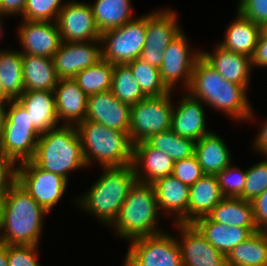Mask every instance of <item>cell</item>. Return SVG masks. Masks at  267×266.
Returning <instances> with one entry per match:
<instances>
[{
  "instance_id": "cell-1",
  "label": "cell",
  "mask_w": 267,
  "mask_h": 266,
  "mask_svg": "<svg viewBox=\"0 0 267 266\" xmlns=\"http://www.w3.org/2000/svg\"><path fill=\"white\" fill-rule=\"evenodd\" d=\"M186 92L212 109L224 112L232 120L251 123L256 117L246 94L248 90L242 85L225 80L202 57L195 63Z\"/></svg>"
},
{
  "instance_id": "cell-2",
  "label": "cell",
  "mask_w": 267,
  "mask_h": 266,
  "mask_svg": "<svg viewBox=\"0 0 267 266\" xmlns=\"http://www.w3.org/2000/svg\"><path fill=\"white\" fill-rule=\"evenodd\" d=\"M47 214L16 182L5 194L0 243L41 245L43 221Z\"/></svg>"
},
{
  "instance_id": "cell-3",
  "label": "cell",
  "mask_w": 267,
  "mask_h": 266,
  "mask_svg": "<svg viewBox=\"0 0 267 266\" xmlns=\"http://www.w3.org/2000/svg\"><path fill=\"white\" fill-rule=\"evenodd\" d=\"M103 174L83 196L74 201L80 209L110 226L116 219L129 190L137 182L132 164L124 167L102 168Z\"/></svg>"
},
{
  "instance_id": "cell-4",
  "label": "cell",
  "mask_w": 267,
  "mask_h": 266,
  "mask_svg": "<svg viewBox=\"0 0 267 266\" xmlns=\"http://www.w3.org/2000/svg\"><path fill=\"white\" fill-rule=\"evenodd\" d=\"M160 214L153 185L136 182L110 227L128 241L156 235L164 232L158 222Z\"/></svg>"
},
{
  "instance_id": "cell-5",
  "label": "cell",
  "mask_w": 267,
  "mask_h": 266,
  "mask_svg": "<svg viewBox=\"0 0 267 266\" xmlns=\"http://www.w3.org/2000/svg\"><path fill=\"white\" fill-rule=\"evenodd\" d=\"M32 161L45 171L64 177L87 167L83 158L81 138L74 125H59L41 134Z\"/></svg>"
},
{
  "instance_id": "cell-6",
  "label": "cell",
  "mask_w": 267,
  "mask_h": 266,
  "mask_svg": "<svg viewBox=\"0 0 267 266\" xmlns=\"http://www.w3.org/2000/svg\"><path fill=\"white\" fill-rule=\"evenodd\" d=\"M85 164L95 161L101 168L124 167L132 164L133 144L126 132L84 120L77 126Z\"/></svg>"
},
{
  "instance_id": "cell-7",
  "label": "cell",
  "mask_w": 267,
  "mask_h": 266,
  "mask_svg": "<svg viewBox=\"0 0 267 266\" xmlns=\"http://www.w3.org/2000/svg\"><path fill=\"white\" fill-rule=\"evenodd\" d=\"M7 106V118L0 140V152L11 158L16 164L31 161L41 134L31 124L27 110L17 99L10 100Z\"/></svg>"
},
{
  "instance_id": "cell-8",
  "label": "cell",
  "mask_w": 267,
  "mask_h": 266,
  "mask_svg": "<svg viewBox=\"0 0 267 266\" xmlns=\"http://www.w3.org/2000/svg\"><path fill=\"white\" fill-rule=\"evenodd\" d=\"M172 91L158 97H146L131 105L129 139L132 144L171 129Z\"/></svg>"
},
{
  "instance_id": "cell-9",
  "label": "cell",
  "mask_w": 267,
  "mask_h": 266,
  "mask_svg": "<svg viewBox=\"0 0 267 266\" xmlns=\"http://www.w3.org/2000/svg\"><path fill=\"white\" fill-rule=\"evenodd\" d=\"M145 40L146 14L101 33L102 60L116 65L140 58Z\"/></svg>"
},
{
  "instance_id": "cell-10",
  "label": "cell",
  "mask_w": 267,
  "mask_h": 266,
  "mask_svg": "<svg viewBox=\"0 0 267 266\" xmlns=\"http://www.w3.org/2000/svg\"><path fill=\"white\" fill-rule=\"evenodd\" d=\"M17 183L48 213L58 205L69 184L64 177L41 169L32 160L18 164Z\"/></svg>"
},
{
  "instance_id": "cell-11",
  "label": "cell",
  "mask_w": 267,
  "mask_h": 266,
  "mask_svg": "<svg viewBox=\"0 0 267 266\" xmlns=\"http://www.w3.org/2000/svg\"><path fill=\"white\" fill-rule=\"evenodd\" d=\"M174 9H159L146 14V40L140 59L150 66L160 68L164 50L183 30Z\"/></svg>"
},
{
  "instance_id": "cell-12",
  "label": "cell",
  "mask_w": 267,
  "mask_h": 266,
  "mask_svg": "<svg viewBox=\"0 0 267 266\" xmlns=\"http://www.w3.org/2000/svg\"><path fill=\"white\" fill-rule=\"evenodd\" d=\"M187 40L182 30L163 51L164 59L159 68L160 77L165 87L172 92L180 81L183 91L188 90L195 63L201 57V50L190 48Z\"/></svg>"
},
{
  "instance_id": "cell-13",
  "label": "cell",
  "mask_w": 267,
  "mask_h": 266,
  "mask_svg": "<svg viewBox=\"0 0 267 266\" xmlns=\"http://www.w3.org/2000/svg\"><path fill=\"white\" fill-rule=\"evenodd\" d=\"M169 233L164 231L130 241L126 255L138 266H183L176 236Z\"/></svg>"
},
{
  "instance_id": "cell-14",
  "label": "cell",
  "mask_w": 267,
  "mask_h": 266,
  "mask_svg": "<svg viewBox=\"0 0 267 266\" xmlns=\"http://www.w3.org/2000/svg\"><path fill=\"white\" fill-rule=\"evenodd\" d=\"M174 225L173 228L180 232L179 236L176 235V240L183 266H227L226 255L209 243L193 223Z\"/></svg>"
},
{
  "instance_id": "cell-15",
  "label": "cell",
  "mask_w": 267,
  "mask_h": 266,
  "mask_svg": "<svg viewBox=\"0 0 267 266\" xmlns=\"http://www.w3.org/2000/svg\"><path fill=\"white\" fill-rule=\"evenodd\" d=\"M56 23L62 42L100 40L90 3L70 0L60 10Z\"/></svg>"
},
{
  "instance_id": "cell-16",
  "label": "cell",
  "mask_w": 267,
  "mask_h": 266,
  "mask_svg": "<svg viewBox=\"0 0 267 266\" xmlns=\"http://www.w3.org/2000/svg\"><path fill=\"white\" fill-rule=\"evenodd\" d=\"M52 59L59 79L74 78L102 60L101 41L62 42Z\"/></svg>"
},
{
  "instance_id": "cell-17",
  "label": "cell",
  "mask_w": 267,
  "mask_h": 266,
  "mask_svg": "<svg viewBox=\"0 0 267 266\" xmlns=\"http://www.w3.org/2000/svg\"><path fill=\"white\" fill-rule=\"evenodd\" d=\"M17 28L22 54L53 58L62 43L56 21L22 20Z\"/></svg>"
},
{
  "instance_id": "cell-18",
  "label": "cell",
  "mask_w": 267,
  "mask_h": 266,
  "mask_svg": "<svg viewBox=\"0 0 267 266\" xmlns=\"http://www.w3.org/2000/svg\"><path fill=\"white\" fill-rule=\"evenodd\" d=\"M131 106L117 99L111 90L88 96L85 120L129 135Z\"/></svg>"
},
{
  "instance_id": "cell-19",
  "label": "cell",
  "mask_w": 267,
  "mask_h": 266,
  "mask_svg": "<svg viewBox=\"0 0 267 266\" xmlns=\"http://www.w3.org/2000/svg\"><path fill=\"white\" fill-rule=\"evenodd\" d=\"M178 105L173 104L171 130L177 135L198 141L212 131L206 129V114L201 100L193 98L188 92L182 93ZM204 104V105H203Z\"/></svg>"
},
{
  "instance_id": "cell-20",
  "label": "cell",
  "mask_w": 267,
  "mask_h": 266,
  "mask_svg": "<svg viewBox=\"0 0 267 266\" xmlns=\"http://www.w3.org/2000/svg\"><path fill=\"white\" fill-rule=\"evenodd\" d=\"M160 212L173 217L174 224L188 223L189 186L172 174L152 183ZM175 221V222H174Z\"/></svg>"
},
{
  "instance_id": "cell-21",
  "label": "cell",
  "mask_w": 267,
  "mask_h": 266,
  "mask_svg": "<svg viewBox=\"0 0 267 266\" xmlns=\"http://www.w3.org/2000/svg\"><path fill=\"white\" fill-rule=\"evenodd\" d=\"M201 57L225 80L249 90L252 73V60L249 56L226 50L217 43L212 52L201 49Z\"/></svg>"
},
{
  "instance_id": "cell-22",
  "label": "cell",
  "mask_w": 267,
  "mask_h": 266,
  "mask_svg": "<svg viewBox=\"0 0 267 266\" xmlns=\"http://www.w3.org/2000/svg\"><path fill=\"white\" fill-rule=\"evenodd\" d=\"M132 166L137 182L152 184L173 173L174 161L146 141L133 144Z\"/></svg>"
},
{
  "instance_id": "cell-23",
  "label": "cell",
  "mask_w": 267,
  "mask_h": 266,
  "mask_svg": "<svg viewBox=\"0 0 267 266\" xmlns=\"http://www.w3.org/2000/svg\"><path fill=\"white\" fill-rule=\"evenodd\" d=\"M54 95L57 116L61 125L77 126L85 120L88 96L73 78L59 79L54 88Z\"/></svg>"
},
{
  "instance_id": "cell-24",
  "label": "cell",
  "mask_w": 267,
  "mask_h": 266,
  "mask_svg": "<svg viewBox=\"0 0 267 266\" xmlns=\"http://www.w3.org/2000/svg\"><path fill=\"white\" fill-rule=\"evenodd\" d=\"M27 110L31 124L40 133L60 125L52 91H24L17 99Z\"/></svg>"
},
{
  "instance_id": "cell-25",
  "label": "cell",
  "mask_w": 267,
  "mask_h": 266,
  "mask_svg": "<svg viewBox=\"0 0 267 266\" xmlns=\"http://www.w3.org/2000/svg\"><path fill=\"white\" fill-rule=\"evenodd\" d=\"M193 224L200 230L209 243L225 255L237 244L258 231L257 228H241L217 223L212 221L208 216L198 218Z\"/></svg>"
},
{
  "instance_id": "cell-26",
  "label": "cell",
  "mask_w": 267,
  "mask_h": 266,
  "mask_svg": "<svg viewBox=\"0 0 267 266\" xmlns=\"http://www.w3.org/2000/svg\"><path fill=\"white\" fill-rule=\"evenodd\" d=\"M237 16L227 26L225 37L218 42L224 49L253 57L260 32V25L244 17L237 11Z\"/></svg>"
},
{
  "instance_id": "cell-27",
  "label": "cell",
  "mask_w": 267,
  "mask_h": 266,
  "mask_svg": "<svg viewBox=\"0 0 267 266\" xmlns=\"http://www.w3.org/2000/svg\"><path fill=\"white\" fill-rule=\"evenodd\" d=\"M188 223L207 216L224 198L216 175L205 174L189 186Z\"/></svg>"
},
{
  "instance_id": "cell-28",
  "label": "cell",
  "mask_w": 267,
  "mask_h": 266,
  "mask_svg": "<svg viewBox=\"0 0 267 266\" xmlns=\"http://www.w3.org/2000/svg\"><path fill=\"white\" fill-rule=\"evenodd\" d=\"M25 91H52L58 84L53 59L45 56L22 54Z\"/></svg>"
},
{
  "instance_id": "cell-29",
  "label": "cell",
  "mask_w": 267,
  "mask_h": 266,
  "mask_svg": "<svg viewBox=\"0 0 267 266\" xmlns=\"http://www.w3.org/2000/svg\"><path fill=\"white\" fill-rule=\"evenodd\" d=\"M194 155L208 175H217L233 163L227 144L213 131L196 141Z\"/></svg>"
},
{
  "instance_id": "cell-30",
  "label": "cell",
  "mask_w": 267,
  "mask_h": 266,
  "mask_svg": "<svg viewBox=\"0 0 267 266\" xmlns=\"http://www.w3.org/2000/svg\"><path fill=\"white\" fill-rule=\"evenodd\" d=\"M207 216L228 226L257 228L252 202L242 198L224 197Z\"/></svg>"
},
{
  "instance_id": "cell-31",
  "label": "cell",
  "mask_w": 267,
  "mask_h": 266,
  "mask_svg": "<svg viewBox=\"0 0 267 266\" xmlns=\"http://www.w3.org/2000/svg\"><path fill=\"white\" fill-rule=\"evenodd\" d=\"M227 266H267V231H256L226 255Z\"/></svg>"
},
{
  "instance_id": "cell-32",
  "label": "cell",
  "mask_w": 267,
  "mask_h": 266,
  "mask_svg": "<svg viewBox=\"0 0 267 266\" xmlns=\"http://www.w3.org/2000/svg\"><path fill=\"white\" fill-rule=\"evenodd\" d=\"M132 0H95L91 3L95 23L100 33L123 26L132 19Z\"/></svg>"
},
{
  "instance_id": "cell-33",
  "label": "cell",
  "mask_w": 267,
  "mask_h": 266,
  "mask_svg": "<svg viewBox=\"0 0 267 266\" xmlns=\"http://www.w3.org/2000/svg\"><path fill=\"white\" fill-rule=\"evenodd\" d=\"M0 80L4 94L10 100L24 93L22 53L11 49H0Z\"/></svg>"
},
{
  "instance_id": "cell-34",
  "label": "cell",
  "mask_w": 267,
  "mask_h": 266,
  "mask_svg": "<svg viewBox=\"0 0 267 266\" xmlns=\"http://www.w3.org/2000/svg\"><path fill=\"white\" fill-rule=\"evenodd\" d=\"M114 65L105 60L81 70L73 79L87 96L111 90Z\"/></svg>"
},
{
  "instance_id": "cell-35",
  "label": "cell",
  "mask_w": 267,
  "mask_h": 266,
  "mask_svg": "<svg viewBox=\"0 0 267 266\" xmlns=\"http://www.w3.org/2000/svg\"><path fill=\"white\" fill-rule=\"evenodd\" d=\"M146 142L153 148L179 161L194 155L196 141L181 137L171 129L152 135Z\"/></svg>"
},
{
  "instance_id": "cell-36",
  "label": "cell",
  "mask_w": 267,
  "mask_h": 266,
  "mask_svg": "<svg viewBox=\"0 0 267 266\" xmlns=\"http://www.w3.org/2000/svg\"><path fill=\"white\" fill-rule=\"evenodd\" d=\"M111 91L117 99L130 106L146 98L127 64L114 65Z\"/></svg>"
},
{
  "instance_id": "cell-37",
  "label": "cell",
  "mask_w": 267,
  "mask_h": 266,
  "mask_svg": "<svg viewBox=\"0 0 267 266\" xmlns=\"http://www.w3.org/2000/svg\"><path fill=\"white\" fill-rule=\"evenodd\" d=\"M127 65L146 97H158L170 92L162 83L158 68L150 66L140 58L127 63Z\"/></svg>"
},
{
  "instance_id": "cell-38",
  "label": "cell",
  "mask_w": 267,
  "mask_h": 266,
  "mask_svg": "<svg viewBox=\"0 0 267 266\" xmlns=\"http://www.w3.org/2000/svg\"><path fill=\"white\" fill-rule=\"evenodd\" d=\"M64 0H27L22 19L27 21H56Z\"/></svg>"
},
{
  "instance_id": "cell-39",
  "label": "cell",
  "mask_w": 267,
  "mask_h": 266,
  "mask_svg": "<svg viewBox=\"0 0 267 266\" xmlns=\"http://www.w3.org/2000/svg\"><path fill=\"white\" fill-rule=\"evenodd\" d=\"M232 164L216 176L223 197L239 198L243 194L246 184V169L242 170L239 166Z\"/></svg>"
},
{
  "instance_id": "cell-40",
  "label": "cell",
  "mask_w": 267,
  "mask_h": 266,
  "mask_svg": "<svg viewBox=\"0 0 267 266\" xmlns=\"http://www.w3.org/2000/svg\"><path fill=\"white\" fill-rule=\"evenodd\" d=\"M245 181L243 194L239 198L246 201H253L267 190V158L246 169Z\"/></svg>"
},
{
  "instance_id": "cell-41",
  "label": "cell",
  "mask_w": 267,
  "mask_h": 266,
  "mask_svg": "<svg viewBox=\"0 0 267 266\" xmlns=\"http://www.w3.org/2000/svg\"><path fill=\"white\" fill-rule=\"evenodd\" d=\"M172 175L188 186L193 185L205 175L195 155L174 162Z\"/></svg>"
},
{
  "instance_id": "cell-42",
  "label": "cell",
  "mask_w": 267,
  "mask_h": 266,
  "mask_svg": "<svg viewBox=\"0 0 267 266\" xmlns=\"http://www.w3.org/2000/svg\"><path fill=\"white\" fill-rule=\"evenodd\" d=\"M38 245H8V266H41Z\"/></svg>"
},
{
  "instance_id": "cell-43",
  "label": "cell",
  "mask_w": 267,
  "mask_h": 266,
  "mask_svg": "<svg viewBox=\"0 0 267 266\" xmlns=\"http://www.w3.org/2000/svg\"><path fill=\"white\" fill-rule=\"evenodd\" d=\"M237 11L258 25L267 21V0H239Z\"/></svg>"
},
{
  "instance_id": "cell-44",
  "label": "cell",
  "mask_w": 267,
  "mask_h": 266,
  "mask_svg": "<svg viewBox=\"0 0 267 266\" xmlns=\"http://www.w3.org/2000/svg\"><path fill=\"white\" fill-rule=\"evenodd\" d=\"M17 166L11 158L0 152V193H7L17 182Z\"/></svg>"
},
{
  "instance_id": "cell-45",
  "label": "cell",
  "mask_w": 267,
  "mask_h": 266,
  "mask_svg": "<svg viewBox=\"0 0 267 266\" xmlns=\"http://www.w3.org/2000/svg\"><path fill=\"white\" fill-rule=\"evenodd\" d=\"M251 202L257 229L259 231H267V190Z\"/></svg>"
},
{
  "instance_id": "cell-46",
  "label": "cell",
  "mask_w": 267,
  "mask_h": 266,
  "mask_svg": "<svg viewBox=\"0 0 267 266\" xmlns=\"http://www.w3.org/2000/svg\"><path fill=\"white\" fill-rule=\"evenodd\" d=\"M27 0H0V14L22 16Z\"/></svg>"
},
{
  "instance_id": "cell-47",
  "label": "cell",
  "mask_w": 267,
  "mask_h": 266,
  "mask_svg": "<svg viewBox=\"0 0 267 266\" xmlns=\"http://www.w3.org/2000/svg\"><path fill=\"white\" fill-rule=\"evenodd\" d=\"M252 60V69L254 67L267 68V37L260 34L258 43Z\"/></svg>"
},
{
  "instance_id": "cell-48",
  "label": "cell",
  "mask_w": 267,
  "mask_h": 266,
  "mask_svg": "<svg viewBox=\"0 0 267 266\" xmlns=\"http://www.w3.org/2000/svg\"><path fill=\"white\" fill-rule=\"evenodd\" d=\"M261 128H259V132L255 135L256 137L253 139V148L254 151L263 154V156H267V118L263 120L260 124Z\"/></svg>"
},
{
  "instance_id": "cell-49",
  "label": "cell",
  "mask_w": 267,
  "mask_h": 266,
  "mask_svg": "<svg viewBox=\"0 0 267 266\" xmlns=\"http://www.w3.org/2000/svg\"><path fill=\"white\" fill-rule=\"evenodd\" d=\"M7 104L8 103H0V140L3 134V130L5 127V122L7 118Z\"/></svg>"
},
{
  "instance_id": "cell-50",
  "label": "cell",
  "mask_w": 267,
  "mask_h": 266,
  "mask_svg": "<svg viewBox=\"0 0 267 266\" xmlns=\"http://www.w3.org/2000/svg\"><path fill=\"white\" fill-rule=\"evenodd\" d=\"M0 266H8V245L0 243Z\"/></svg>"
},
{
  "instance_id": "cell-51",
  "label": "cell",
  "mask_w": 267,
  "mask_h": 266,
  "mask_svg": "<svg viewBox=\"0 0 267 266\" xmlns=\"http://www.w3.org/2000/svg\"><path fill=\"white\" fill-rule=\"evenodd\" d=\"M6 193H0V230L2 226V215H3V206Z\"/></svg>"
},
{
  "instance_id": "cell-52",
  "label": "cell",
  "mask_w": 267,
  "mask_h": 266,
  "mask_svg": "<svg viewBox=\"0 0 267 266\" xmlns=\"http://www.w3.org/2000/svg\"><path fill=\"white\" fill-rule=\"evenodd\" d=\"M10 99L4 94L3 87L0 80V103H8Z\"/></svg>"
},
{
  "instance_id": "cell-53",
  "label": "cell",
  "mask_w": 267,
  "mask_h": 266,
  "mask_svg": "<svg viewBox=\"0 0 267 266\" xmlns=\"http://www.w3.org/2000/svg\"><path fill=\"white\" fill-rule=\"evenodd\" d=\"M122 266H138V265L135 262H133L127 255H125Z\"/></svg>"
},
{
  "instance_id": "cell-54",
  "label": "cell",
  "mask_w": 267,
  "mask_h": 266,
  "mask_svg": "<svg viewBox=\"0 0 267 266\" xmlns=\"http://www.w3.org/2000/svg\"><path fill=\"white\" fill-rule=\"evenodd\" d=\"M260 32L262 36L267 37V21L260 26Z\"/></svg>"
},
{
  "instance_id": "cell-55",
  "label": "cell",
  "mask_w": 267,
  "mask_h": 266,
  "mask_svg": "<svg viewBox=\"0 0 267 266\" xmlns=\"http://www.w3.org/2000/svg\"><path fill=\"white\" fill-rule=\"evenodd\" d=\"M2 18H4V15H2V14H0V39L2 38V36H4L3 35V27H4V25H3V19Z\"/></svg>"
}]
</instances>
